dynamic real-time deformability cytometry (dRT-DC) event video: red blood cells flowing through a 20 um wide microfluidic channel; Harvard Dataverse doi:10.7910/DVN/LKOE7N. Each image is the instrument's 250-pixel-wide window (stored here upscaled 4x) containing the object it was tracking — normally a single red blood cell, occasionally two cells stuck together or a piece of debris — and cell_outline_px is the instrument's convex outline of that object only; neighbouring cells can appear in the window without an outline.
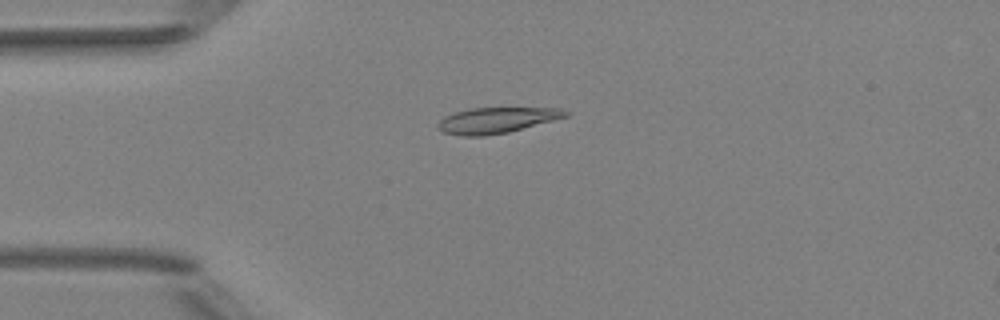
{"species": "Egyptian fruit bat (a non-hibernating species)", "species_latin": "Rousettus aegyptiacus", "temperature_condition": "room temperature", "stored_images_in_passage": 6, "camera_frame_rate_fps": 3000, "um_per_image_px": 0.085, "animal": {"sex": "female"}, "frame": {"image": 1, "passage_image": 4, "time_ms": 3.333, "image_size_px": [1000, 320], "cell_outline_px": [[568, 116], [508, 132], [484, 136], [460, 136], [444, 132], [436, 128], [436, 124], [444, 116], [468, 108], [560, 108], [568, 112]], "centroid_in_image_um": [42.15, 10.22], "position_along_channel_um": 42.9, "area_um2": 19.07}}
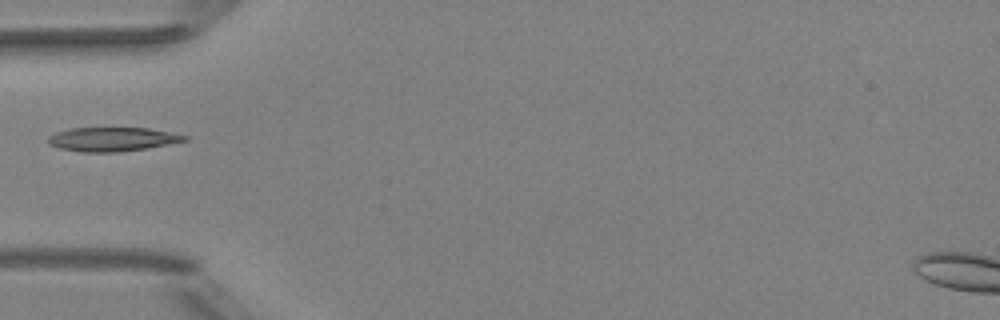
{"frame": {"image": 2, "passage_image": 5, "time_ms": 4.667, "image_size_px": [1000, 320], "cell_outline_px": [[188, 140], [148, 148], [116, 152], [80, 152], [60, 148], [48, 144], [48, 136], [56, 132], [72, 128], [148, 128], [188, 136]], "centroid_in_image_um": [9.52, 11.84], "position_along_channel_um": 75.5, "area_um2": 18.96}}
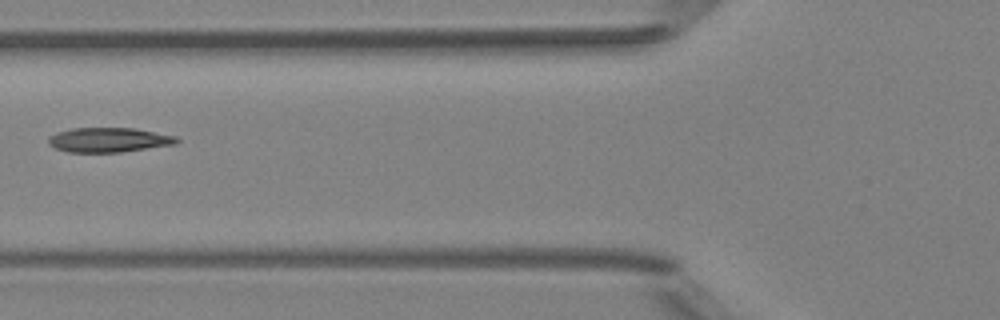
{"frame": {"image": 3, "passage_image": 6, "time_ms": 5.667, "image_size_px": [1000, 320], "cell_outline_px": [[180, 140], [176, 144], [120, 152], [68, 152], [56, 148], [48, 144], [48, 136], [56, 132], [72, 128], [132, 128], [176, 136]], "centroid_in_image_um": [9.21, 11.89], "position_along_channel_um": 116.6, "area_um2": 18.32}}